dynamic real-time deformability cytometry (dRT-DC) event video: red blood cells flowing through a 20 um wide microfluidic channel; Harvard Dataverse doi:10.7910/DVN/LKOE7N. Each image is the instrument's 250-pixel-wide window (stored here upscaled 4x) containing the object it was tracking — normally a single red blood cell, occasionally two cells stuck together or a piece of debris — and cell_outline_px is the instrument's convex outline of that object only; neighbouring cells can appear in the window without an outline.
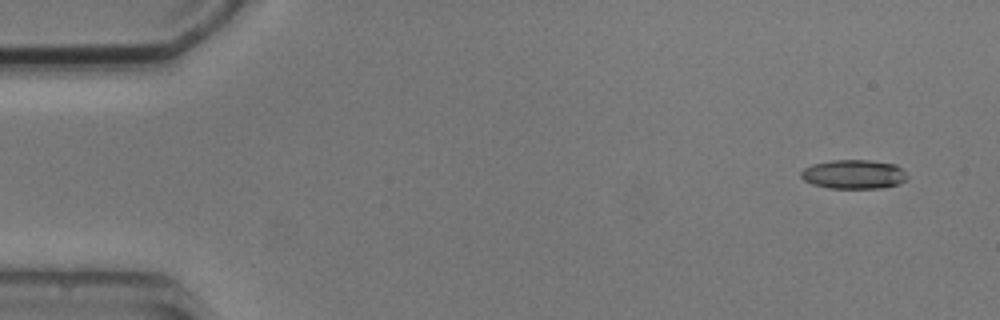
{"species": "common noctule bat (a hibernating species)", "species_latin": "Nyctalus noctula", "temperature_condition": "cold", "stored_images_in_passage": 2, "camera_frame_rate_fps": 3000, "um_per_image_px": 0.085, "animal": {"sex": "male", "body_mass_g": 20.5, "forearm_length_mm": 52.5}, "frame": {"image": 1, "passage_image": 1, "time_ms": 0.0, "image_size_px": [1000, 320], "cell_outline_px": [[908, 180], [896, 184], [880, 188], [828, 188], [812, 184], [804, 180], [800, 176], [800, 172], [804, 168], [812, 164], [832, 160], [868, 160], [896, 164], [908, 176]], "centroid_in_image_um": [72.55, 14.81], "position_along_channel_um": 12.5, "area_um2": 18.03}}